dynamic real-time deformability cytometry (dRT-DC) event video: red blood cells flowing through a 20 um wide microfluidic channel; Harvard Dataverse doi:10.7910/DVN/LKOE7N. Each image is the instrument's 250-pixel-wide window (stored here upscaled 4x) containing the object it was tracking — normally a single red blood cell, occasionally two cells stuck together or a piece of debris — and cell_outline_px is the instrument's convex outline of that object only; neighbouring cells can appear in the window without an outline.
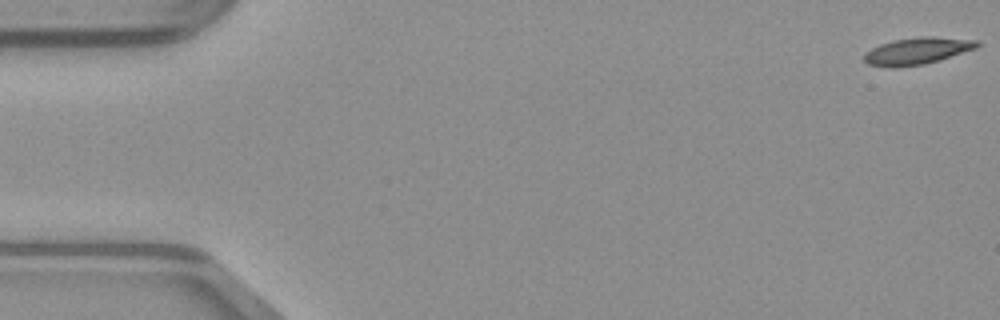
{"species": "common noctule bat (a hibernating species)", "species_latin": "Nyctalus noctula", "temperature_condition": "warm", "stored_images_in_passage": 50, "camera_frame_rate_fps": 3000, "um_per_image_px": 0.085, "animal": {"sex": "male", "body_mass_g": 23.1, "forearm_length_mm": 52.7}, "frame": {"image": 1, "passage_image": 1, "time_ms": 0.0, "image_size_px": [1000, 320], "cell_outline_px": [[980, 44], [976, 48], [940, 60], [924, 64], [892, 68], [868, 64], [864, 60], [864, 52], [880, 44], [892, 40], [920, 36], [932, 36], [976, 40]], "centroid_in_image_um": [77.94, 4.33], "position_along_channel_um": 7.1, "area_um2": 17.74}}
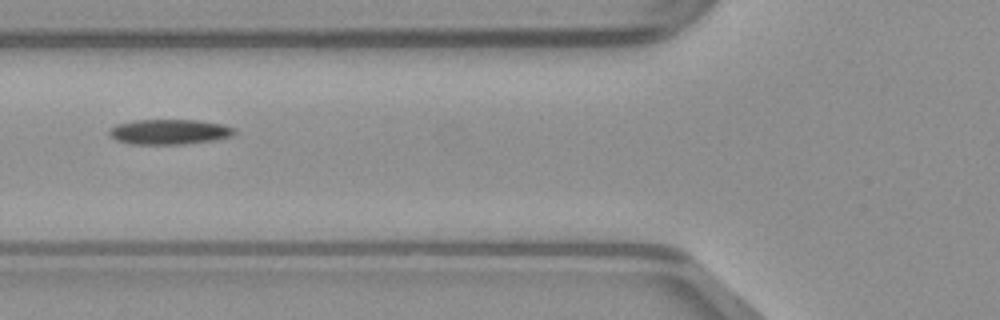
{"frame": {"image": 2, "passage_image": 19, "time_ms": 6.0, "image_size_px": [1000, 320], "cell_outline_px": [[236, 132], [232, 136], [216, 140], [184, 144], [128, 144], [116, 140], [108, 136], [108, 128], [116, 124], [136, 120], [200, 120], [224, 124], [236, 128]], "centroid_in_image_um": [14.39, 11.2], "position_along_channel_um": 111.4, "area_um2": 18.73}}
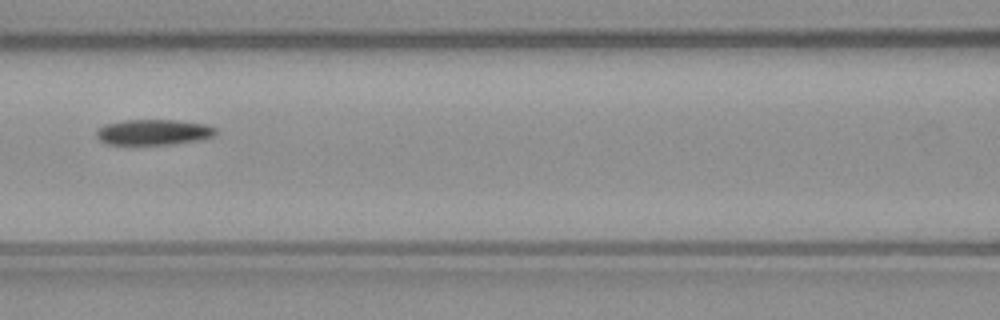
{"frame": {"image": 3, "passage_image": 22, "time_ms": 7.0, "image_size_px": [1000, 320], "cell_outline_px": [[216, 136], [204, 140], [172, 144], [108, 144], [100, 140], [96, 136], [96, 128], [104, 124], [124, 120], [176, 120], [208, 124], [216, 128]], "centroid_in_image_um": [13.09, 11.23], "position_along_channel_um": 153.5, "area_um2": 18.09}}